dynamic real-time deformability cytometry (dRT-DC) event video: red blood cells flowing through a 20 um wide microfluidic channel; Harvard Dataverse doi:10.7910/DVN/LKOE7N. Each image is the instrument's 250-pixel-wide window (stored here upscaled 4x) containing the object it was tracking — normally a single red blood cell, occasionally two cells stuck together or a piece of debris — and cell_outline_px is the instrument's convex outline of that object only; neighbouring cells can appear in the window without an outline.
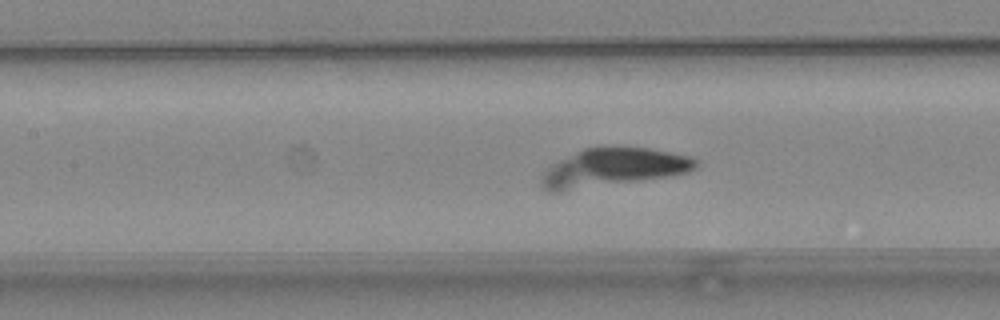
{"species": "common noctule bat (a hibernating species)", "species_latin": "Nyctalus noctula", "temperature_condition": "warm", "stored_images_in_passage": 49, "camera_frame_rate_fps": 3000, "um_per_image_px": 0.085, "animal": {"sex": "female", "body_mass_g": 24.6, "forearm_length_mm": 56.2}, "frame": {"image": 1, "passage_image": 22, "time_ms": 7.0, "image_size_px": [1000, 320], "cell_outline_px": [[700, 164], [696, 168], [688, 172], [664, 176], [560, 192], [552, 192], [544, 188], [540, 184], [540, 176], [552, 164], [584, 148], [620, 144], [648, 148], [688, 156], [696, 160]], "centroid_in_image_um": [52.08, 14.21], "position_along_channel_um": 155.3, "area_um2": 34.45}}
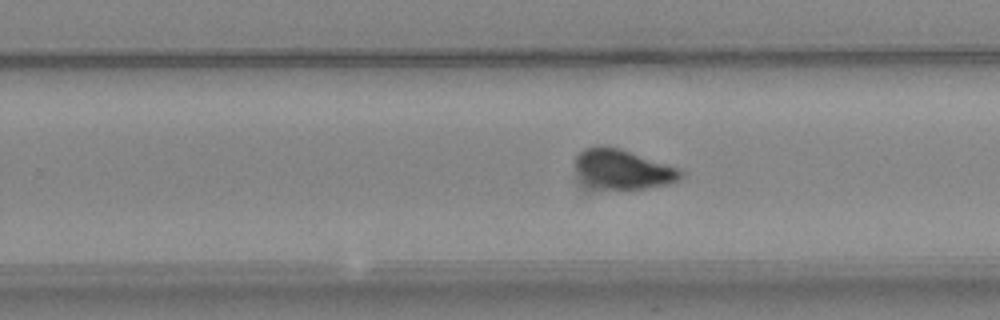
{"frame": {"image": 2, "passage_image": 31, "time_ms": 10.0, "image_size_px": [1000, 320], "cell_outline_px": [[684, 176], [680, 180], [672, 184], [648, 188], [580, 196], [576, 196], [572, 180], [572, 160], [584, 148], [596, 144], [604, 144], [620, 148], [680, 168], [684, 172]], "centroid_in_image_um": [52.58, 14.55], "position_along_channel_um": 277.2, "area_um2": 28.73}}
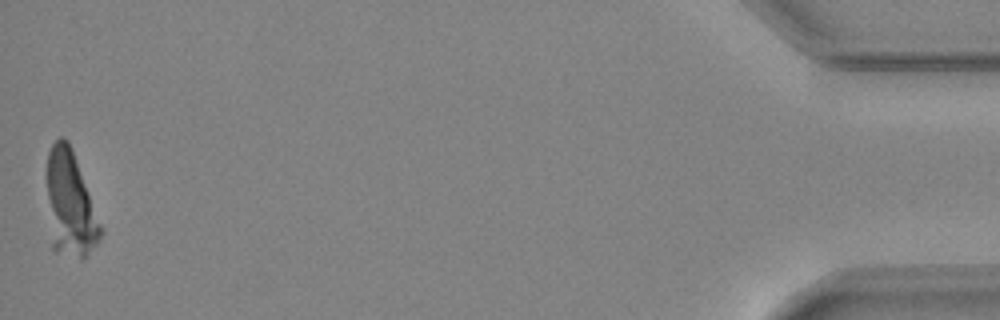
{"frame": {"image": 3, "passage_image": 49, "time_ms": 16.0, "image_size_px": [1000, 320], "cell_outline_px": [[104, 232], [100, 240], [84, 260], [80, 260], [56, 252], [52, 248], [44, 172], [48, 152], [52, 144], [60, 136], [64, 136], [68, 140], [72, 148], [104, 228]], "centroid_in_image_um": [5.96, 17.34], "position_along_channel_um": 429.2, "area_um2": 34.39}}